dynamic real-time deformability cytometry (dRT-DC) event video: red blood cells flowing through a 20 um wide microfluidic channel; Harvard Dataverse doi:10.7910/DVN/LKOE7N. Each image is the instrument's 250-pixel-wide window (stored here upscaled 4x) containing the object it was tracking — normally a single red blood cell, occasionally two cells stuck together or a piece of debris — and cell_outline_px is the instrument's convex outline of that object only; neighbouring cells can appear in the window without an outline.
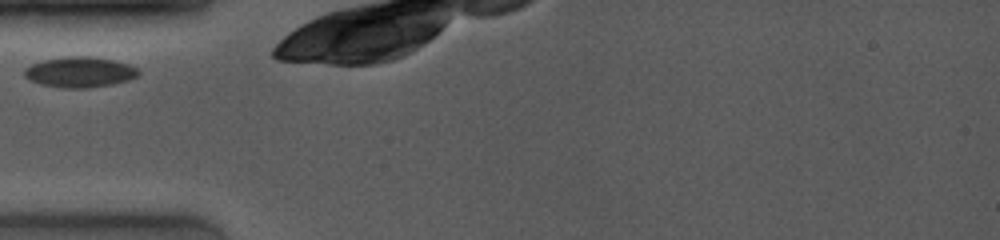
{"species": "common noctule bat (a hibernating species)", "species_latin": "Nyctalus noctula", "temperature_condition": "room temperature", "stored_images_in_passage": 18, "camera_frame_rate_fps": 4000, "um_per_image_px": 0.085, "animal": {"sex": "female", "body_mass_g": 19.0, "forearm_length_mm": 53.3}, "frame": {"image": 1, "passage_image": 1, "time_ms": 0.0, "image_size_px": [1000, 240], "cell_outline_px": [[140, 72], [136, 76], [128, 80], [112, 84], [88, 88], [64, 88], [40, 84], [24, 76], [24, 68], [32, 64], [44, 60], [68, 56], [88, 56], [112, 60], [128, 64], [136, 68]], "centroid_in_image_um": [6.76, 6.13], "position_along_channel_um": 78.2, "area_um2": 20.06}}